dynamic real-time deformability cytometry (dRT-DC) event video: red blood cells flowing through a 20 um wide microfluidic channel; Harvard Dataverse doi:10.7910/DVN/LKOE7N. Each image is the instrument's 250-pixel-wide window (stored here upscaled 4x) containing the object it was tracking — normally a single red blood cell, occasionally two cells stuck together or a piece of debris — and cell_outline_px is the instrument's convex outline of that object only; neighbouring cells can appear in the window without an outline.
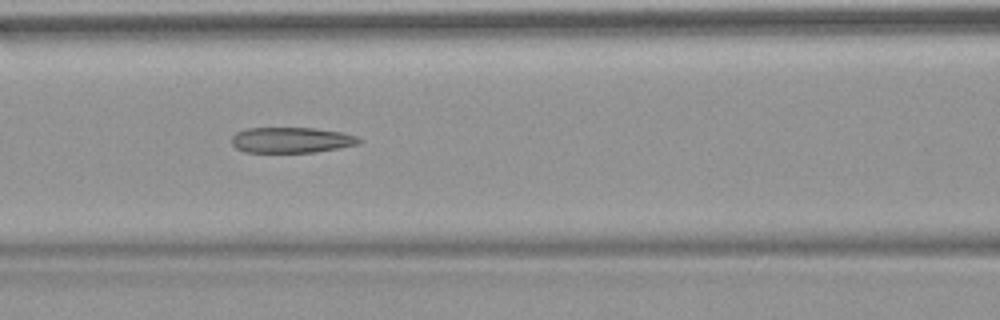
{"species": "common noctule bat (a hibernating species)", "species_latin": "Nyctalus noctula", "temperature_condition": "warm", "stored_images_in_passage": 43, "camera_frame_rate_fps": 3000, "um_per_image_px": 0.085, "animal": {"sex": "female", "body_mass_g": 18.4}, "frame": {"image": 1, "passage_image": 13, "time_ms": 4.0, "image_size_px": [1000, 320], "cell_outline_px": [[360, 144], [316, 152], [244, 152], [236, 148], [232, 144], [232, 136], [236, 132], [248, 128], [312, 128], [344, 132], [356, 136], [360, 140]], "centroid_in_image_um": [24.76, 11.9], "position_along_channel_um": 141.8, "area_um2": 19.02}, "authors_computed_cell_mechanics": {"area_um2": 20.5768, "velocity_mm_per_s": 3.837, "shape_relaxation_time_tau1_ms": null, "shape_relaxation_time_tau2_ms": 3.7397, "deformation_change_tau1": null, "deformation_change_tau2": 0.1525}}